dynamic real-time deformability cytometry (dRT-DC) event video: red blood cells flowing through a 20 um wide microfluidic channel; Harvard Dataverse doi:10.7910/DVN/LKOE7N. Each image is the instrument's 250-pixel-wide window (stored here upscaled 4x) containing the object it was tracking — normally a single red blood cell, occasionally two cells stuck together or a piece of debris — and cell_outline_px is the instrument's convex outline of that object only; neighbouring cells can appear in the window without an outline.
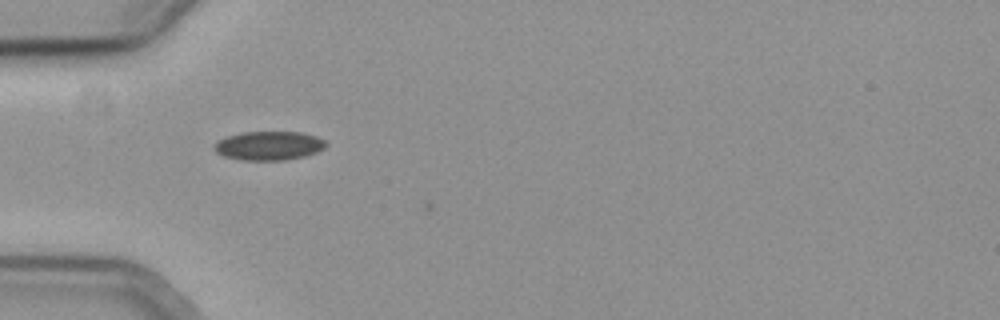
{"species": "common noctule bat (a hibernating species)", "species_latin": "Nyctalus noctula", "temperature_condition": "cold", "stored_images_in_passage": 3, "camera_frame_rate_fps": 3000, "um_per_image_px": 0.085, "animal": {"sex": "female", "body_mass_g": 19.3, "forearm_length_mm": 54.1}, "frame": {"image": 1, "passage_image": 2, "time_ms": 0.333, "image_size_px": [1000, 320], "cell_outline_px": [[328, 144], [324, 148], [316, 152], [304, 156], [284, 160], [240, 160], [224, 156], [216, 152], [212, 148], [216, 140], [228, 136], [244, 132], [300, 132], [316, 136], [324, 140]], "centroid_in_image_um": [22.83, 12.38], "position_along_channel_um": 62.2, "area_um2": 18.84}}